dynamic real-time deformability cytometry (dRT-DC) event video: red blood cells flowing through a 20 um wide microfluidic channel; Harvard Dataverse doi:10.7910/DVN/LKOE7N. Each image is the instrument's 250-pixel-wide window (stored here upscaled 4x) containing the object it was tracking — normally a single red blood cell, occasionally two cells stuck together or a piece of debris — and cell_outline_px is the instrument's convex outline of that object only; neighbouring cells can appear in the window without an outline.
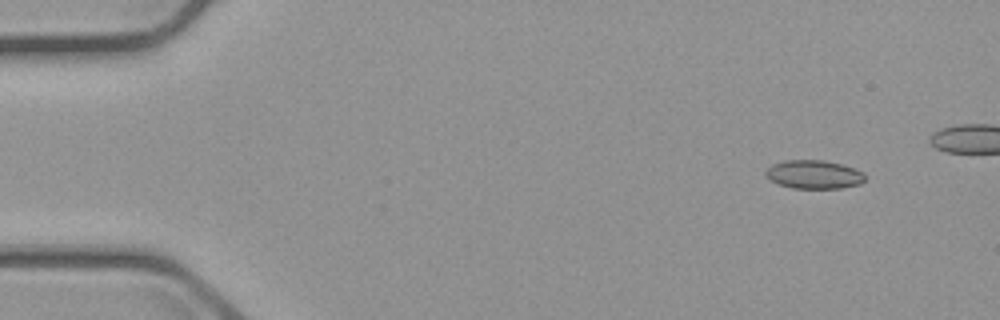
{"species": "common noctule bat (a hibernating species)", "species_latin": "Nyctalus noctula", "temperature_condition": "cold", "stored_images_in_passage": 5, "camera_frame_rate_fps": 3000, "um_per_image_px": 0.085, "animal": {"sex": "male", "body_mass_g": 23.1, "forearm_length_mm": 52.7}, "frame": {"image": 1, "passage_image": 1, "time_ms": 0.0, "image_size_px": [1000, 320], "cell_outline_px": [[864, 180], [860, 184], [840, 188], [792, 188], [776, 184], [764, 172], [772, 164], [784, 160], [824, 160], [856, 168], [864, 172]], "centroid_in_image_um": [69.19, 14.82], "position_along_channel_um": 15.8, "area_um2": 16.53}}